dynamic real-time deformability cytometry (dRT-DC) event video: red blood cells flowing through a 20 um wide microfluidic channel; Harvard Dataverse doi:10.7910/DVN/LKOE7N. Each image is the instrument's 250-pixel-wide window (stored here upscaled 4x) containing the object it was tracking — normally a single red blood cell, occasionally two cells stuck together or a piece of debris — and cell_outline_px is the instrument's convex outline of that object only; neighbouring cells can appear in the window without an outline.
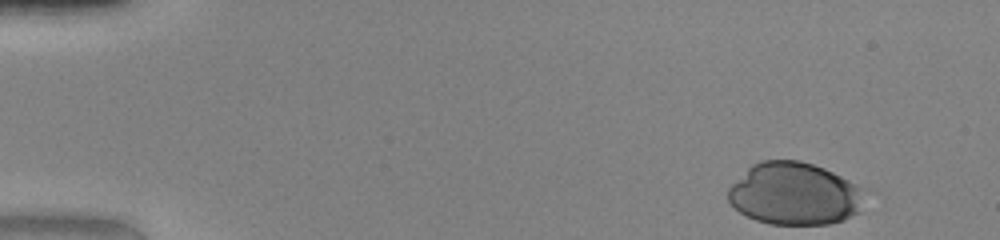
{"species": "human", "species_latin": "Homo sapiens", "temperature_condition": "warm", "stored_images_in_passage": 40, "camera_frame_rate_fps": 3000, "um_per_image_px": 0.085, "donor": {"sex": "female"}, "frame": {"image": 1, "passage_image": 1, "time_ms": 0.0, "image_size_px": [1000, 240], "cell_outline_px": [[864, 188], [860, 212], [844, 220], [828, 224], [768, 224], [756, 220], [740, 212], [728, 200], [728, 188], [752, 164], [760, 160], [800, 160], [824, 168]], "centroid_in_image_um": [67.53, 16.47], "position_along_channel_um": 17.5, "area_um2": 49.59}}
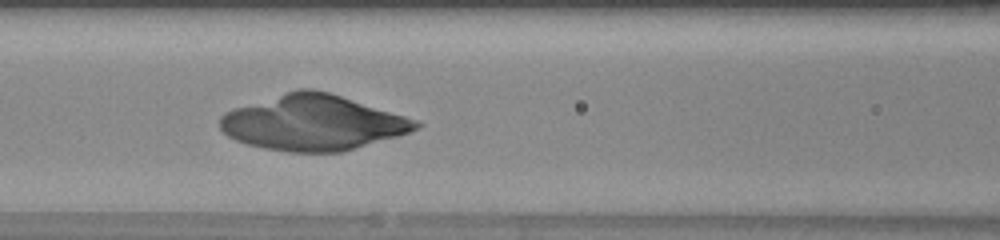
{"frame": {"image": 2, "passage_image": 19, "time_ms": 6.0, "image_size_px": [1000, 240], "cell_outline_px": [[424, 124], [408, 132], [396, 136], [344, 152], [288, 152], [264, 148], [248, 144], [236, 140], [228, 136], [220, 128], [220, 116], [224, 112], [232, 108], [300, 88], [312, 88], [328, 92], [404, 116], [416, 120]], "centroid_in_image_um": [26.55, 10.44], "position_along_channel_um": 140.1, "area_um2": 62.6}}